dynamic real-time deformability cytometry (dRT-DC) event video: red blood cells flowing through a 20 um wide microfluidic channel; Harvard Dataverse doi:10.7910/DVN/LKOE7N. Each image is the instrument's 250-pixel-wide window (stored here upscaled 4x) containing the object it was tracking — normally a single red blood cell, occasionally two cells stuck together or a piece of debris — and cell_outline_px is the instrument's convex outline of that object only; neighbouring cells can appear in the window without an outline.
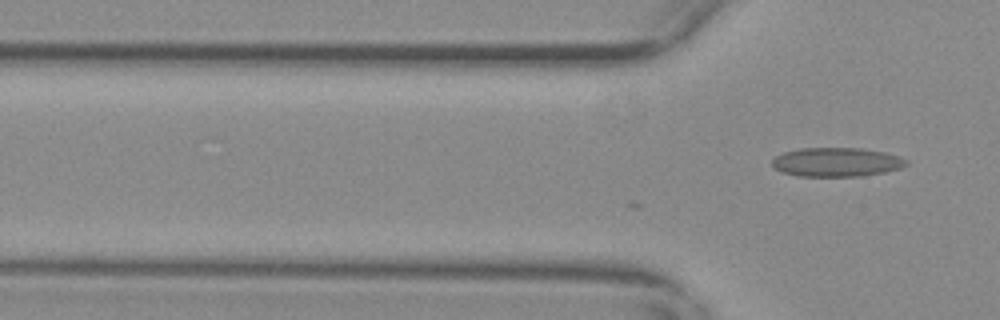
{"species": "common noctule bat (a hibernating species)", "species_latin": "Nyctalus noctula", "temperature_condition": "warm", "stored_images_in_passage": 2, "camera_frame_rate_fps": 3000, "um_per_image_px": 0.085, "animal": {"sex": "female", "body_mass_g": 29.2, "forearm_length_mm": 56.3}, "frame": {"image": 1, "passage_image": 2, "time_ms": 0.333, "image_size_px": [1000, 320], "cell_outline_px": [[908, 164], [900, 168], [884, 172], [860, 176], [800, 176], [784, 172], [776, 168], [772, 164], [772, 160], [776, 156], [784, 152], [800, 148], [860, 148], [884, 152], [900, 156], [908, 160]], "centroid_in_image_um": [71.14, 13.77], "position_along_channel_um": 54.7, "area_um2": 22.54}}